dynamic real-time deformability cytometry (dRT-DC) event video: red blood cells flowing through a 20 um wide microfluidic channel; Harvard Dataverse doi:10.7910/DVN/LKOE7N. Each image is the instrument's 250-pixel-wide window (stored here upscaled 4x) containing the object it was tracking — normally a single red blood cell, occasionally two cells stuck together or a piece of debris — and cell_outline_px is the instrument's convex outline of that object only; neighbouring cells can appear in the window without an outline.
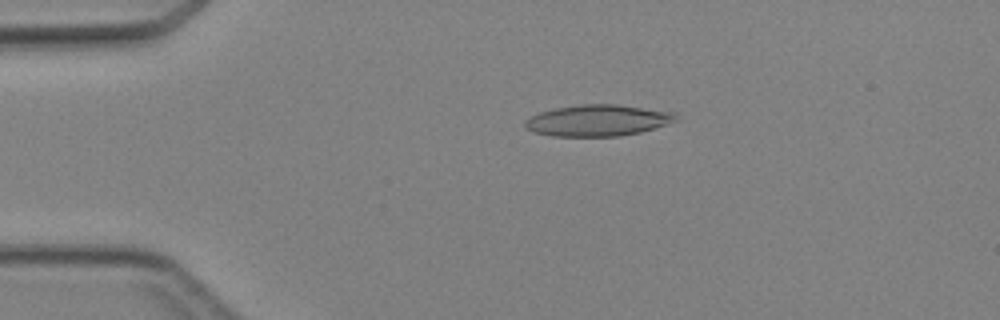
{"species": "Egyptian fruit bat (a non-hibernating species)", "species_latin": "Rousettus aegyptiacus", "temperature_condition": "cold", "stored_images_in_passage": 43, "camera_frame_rate_fps": 3000, "um_per_image_px": 0.085, "animal": {"sex": "female"}, "frame": {"image": 1, "passage_image": 7, "time_ms": 2.0, "image_size_px": [1000, 320], "cell_outline_px": [[676, 120], [668, 124], [656, 128], [640, 132], [620, 136], [552, 136], [536, 132], [528, 128], [524, 124], [524, 120], [540, 112], [556, 108], [580, 104], [616, 104], [676, 112]], "centroid_in_image_um": [50.85, 10.23], "position_along_channel_um": 34.2, "area_um2": 27.46}}
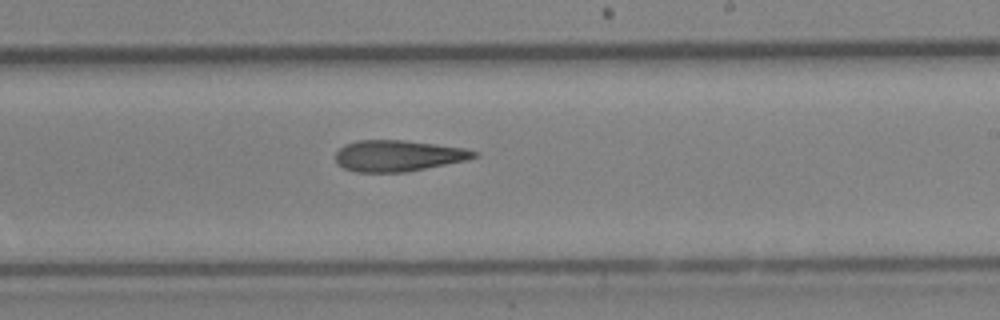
{"frame": {"image": 2, "passage_image": 25, "time_ms": 8.0, "image_size_px": [1000, 320], "cell_outline_px": [[480, 156], [464, 160], [404, 172], [356, 172], [344, 168], [336, 164], [336, 152], [344, 144], [356, 140], [404, 140], [468, 148], [476, 152]], "centroid_in_image_um": [33.8, 13.23], "position_along_channel_um": 255.2, "area_um2": 25.09}}
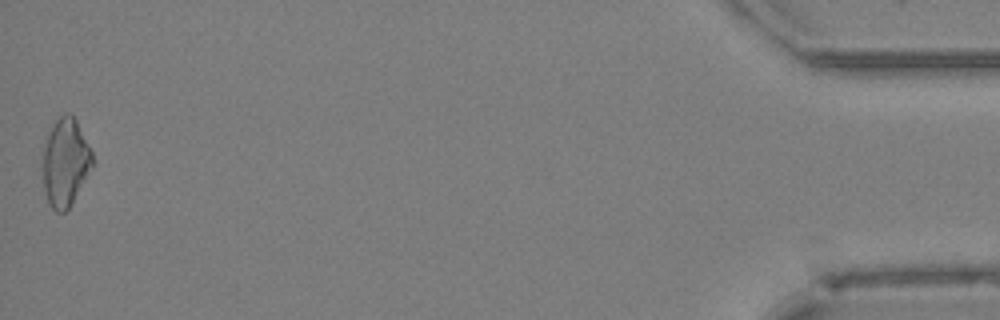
{"frame": {"image": 3, "passage_image": 43, "time_ms": 14.0, "image_size_px": [1000, 320], "cell_outline_px": [[92, 168], [68, 208], [64, 212], [56, 212], [52, 208], [44, 192], [44, 148], [48, 132], [56, 120], [64, 112], [72, 112], [92, 152]], "centroid_in_image_um": [5.56, 13.76], "position_along_channel_um": 429.6, "area_um2": 24.97}}